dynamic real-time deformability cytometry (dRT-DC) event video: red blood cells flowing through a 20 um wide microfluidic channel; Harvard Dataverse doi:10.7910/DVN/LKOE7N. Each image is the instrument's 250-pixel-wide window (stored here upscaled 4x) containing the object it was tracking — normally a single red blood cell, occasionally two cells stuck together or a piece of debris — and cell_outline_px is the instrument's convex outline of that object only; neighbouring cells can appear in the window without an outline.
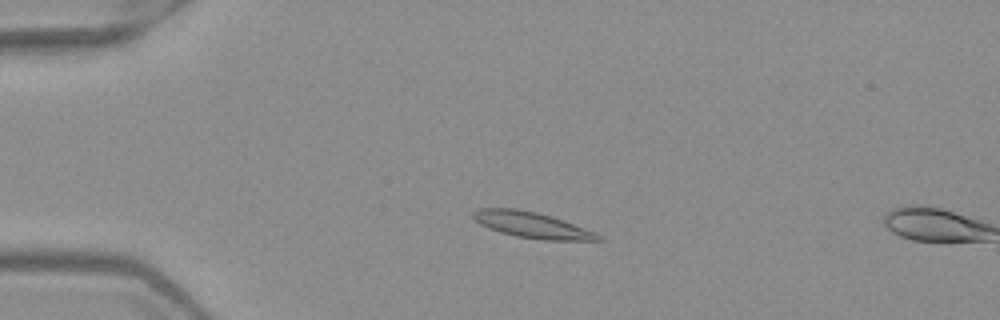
{"species": "Egyptian fruit bat (a non-hibernating species)", "species_latin": "Rousettus aegyptiacus", "temperature_condition": "warm", "stored_images_in_passage": 4, "camera_frame_rate_fps": 3000, "um_per_image_px": 0.085, "frame": {"image": 1, "passage_image": 3, "time_ms": 0.667, "image_size_px": [1000, 320], "cell_outline_px": [[604, 240], [544, 240], [516, 236], [500, 232], [488, 228], [480, 224], [472, 216], [472, 212], [480, 208], [516, 208], [536, 212], [552, 216], [596, 232], [604, 236]], "centroid_in_image_um": [45.24, 19.12], "position_along_channel_um": 39.8, "area_um2": 18.9}}